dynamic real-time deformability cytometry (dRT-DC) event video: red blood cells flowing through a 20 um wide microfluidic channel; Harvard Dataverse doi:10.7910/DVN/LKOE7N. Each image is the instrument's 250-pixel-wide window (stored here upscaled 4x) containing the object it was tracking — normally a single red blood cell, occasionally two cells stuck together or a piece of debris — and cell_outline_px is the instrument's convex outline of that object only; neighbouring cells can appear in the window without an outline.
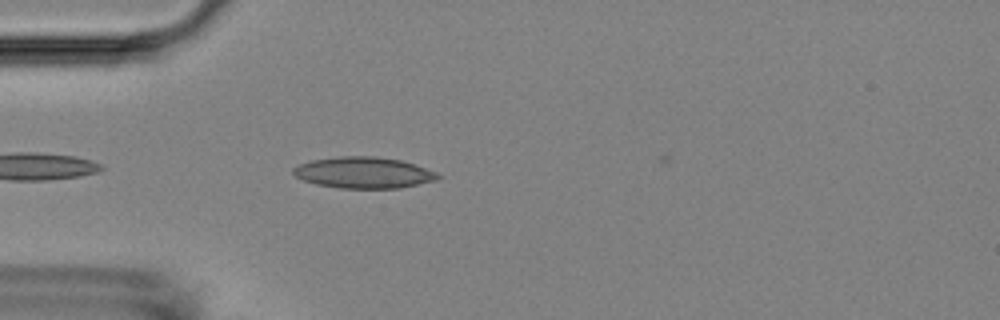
{"species": "Egyptian fruit bat (a non-hibernating species)", "species_latin": "Rousettus aegyptiacus", "temperature_condition": "room temperature", "stored_images_in_passage": 27, "camera_frame_rate_fps": 3000, "um_per_image_px": 0.085, "animal": {"sex": "female"}, "frame": {"image": 1, "passage_image": 3, "time_ms": 0.667, "image_size_px": [1000, 320], "cell_outline_px": [[440, 176], [436, 180], [400, 188], [340, 188], [316, 184], [304, 180], [296, 176], [292, 172], [292, 168], [300, 164], [312, 160], [340, 156], [376, 156], [400, 160], [436, 172]], "centroid_in_image_um": [30.88, 14.67], "position_along_channel_um": 54.1, "area_um2": 26.07}}
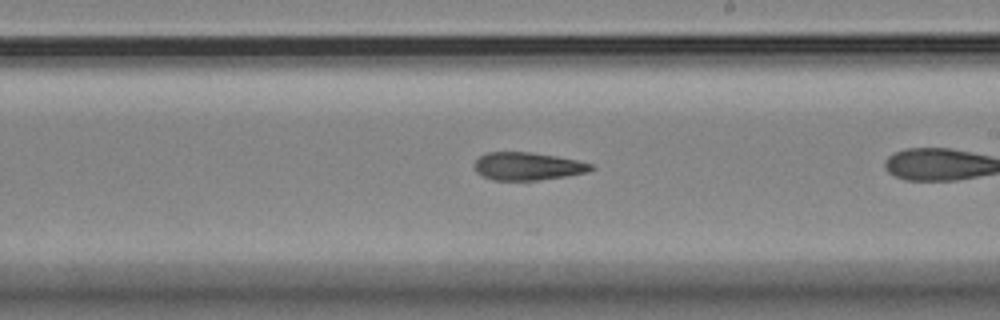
{"frame": {"image": 2, "passage_image": 16, "time_ms": 5.0, "image_size_px": [1000, 320], "cell_outline_px": [[596, 168], [588, 172], [564, 176], [536, 180], [492, 180], [476, 172], [472, 164], [484, 152], [532, 152], [556, 156], [576, 160], [592, 164]], "centroid_in_image_um": [44.82, 14.12], "position_along_channel_um": 244.2, "area_um2": 18.96}}
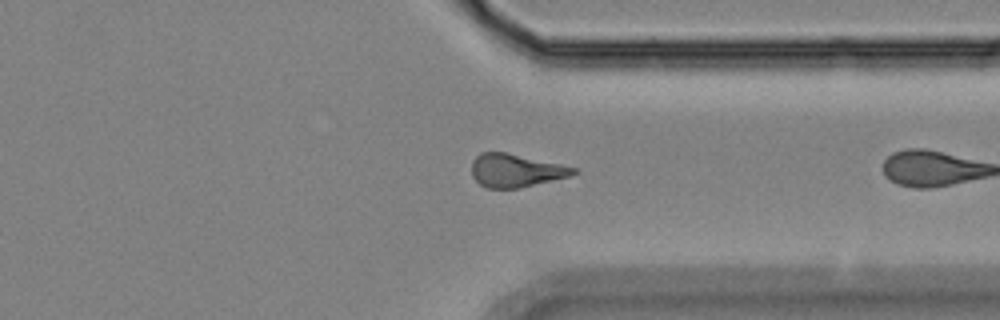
{"frame": {"image": 3, "passage_image": 26, "time_ms": 8.333, "image_size_px": [1000, 320], "cell_outline_px": [[576, 172], [568, 176], [520, 188], [484, 188], [472, 176], [472, 160], [480, 152], [504, 152], [560, 164], [576, 168]], "centroid_in_image_um": [43.77, 14.49], "position_along_channel_um": 367.6, "area_um2": 19.36}}